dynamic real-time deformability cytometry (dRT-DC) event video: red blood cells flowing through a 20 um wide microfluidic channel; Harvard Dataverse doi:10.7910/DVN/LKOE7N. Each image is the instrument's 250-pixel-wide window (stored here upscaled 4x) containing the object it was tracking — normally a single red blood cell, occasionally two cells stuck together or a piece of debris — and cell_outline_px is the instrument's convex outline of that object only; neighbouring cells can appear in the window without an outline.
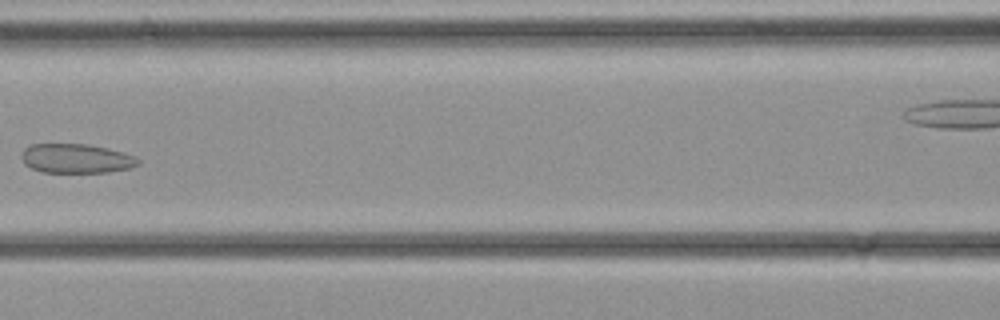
{"species": "common noctule bat (a hibernating species)", "species_latin": "Nyctalus noctula", "temperature_condition": "cold", "stored_images_in_passage": 26, "camera_frame_rate_fps": 3000, "um_per_image_px": 0.085, "animal": {"sex": "female", "body_mass_g": 21.9}, "frame": {"image": 1, "passage_image": 6, "time_ms": 1.667, "image_size_px": [1000, 320], "cell_outline_px": [[140, 164], [132, 168], [108, 172], [44, 172], [32, 168], [24, 164], [20, 156], [24, 148], [32, 144], [88, 144], [108, 148], [124, 152], [136, 156], [140, 160]], "centroid_in_image_um": [6.51, 13.47], "position_along_channel_um": 160.1, "area_um2": 20.11}}
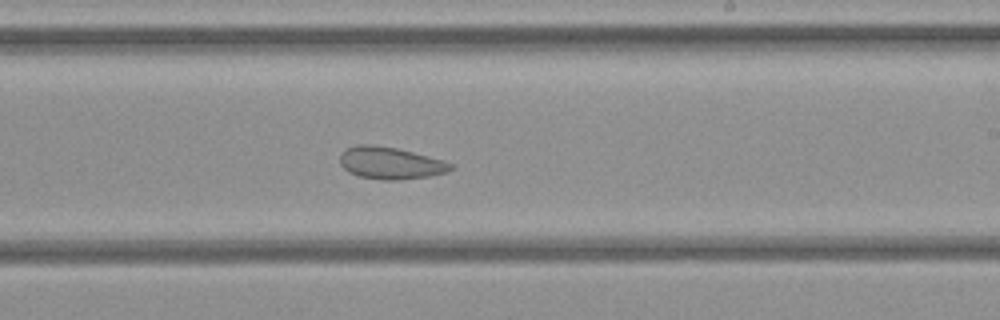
{"frame": {"image": 2, "passage_image": 11, "time_ms": 3.333, "image_size_px": [1000, 320], "cell_outline_px": [[456, 168], [448, 172], [428, 176], [396, 180], [384, 180], [360, 176], [348, 172], [340, 164], [340, 152], [344, 148], [356, 144], [372, 144], [396, 148], [444, 160], [456, 164]], "centroid_in_image_um": [33.19, 13.84], "position_along_channel_um": 255.8, "area_um2": 20.98}}
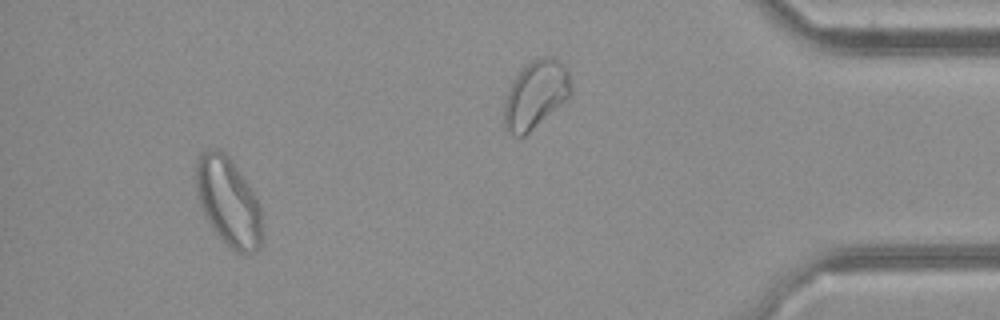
{"frame": {"image": 3, "passage_image": 23, "time_ms": 7.333, "image_size_px": [1000, 320], "cell_outline_px": [[260, 244], [256, 252], [244, 256], [236, 252], [212, 228], [204, 216], [200, 208], [196, 188], [196, 160], [200, 152], [208, 148], [216, 148], [224, 152], [232, 160], [256, 196], [260, 204]], "centroid_in_image_um": [19.38, 17.11], "position_along_channel_um": 415.8, "area_um2": 34.1}}